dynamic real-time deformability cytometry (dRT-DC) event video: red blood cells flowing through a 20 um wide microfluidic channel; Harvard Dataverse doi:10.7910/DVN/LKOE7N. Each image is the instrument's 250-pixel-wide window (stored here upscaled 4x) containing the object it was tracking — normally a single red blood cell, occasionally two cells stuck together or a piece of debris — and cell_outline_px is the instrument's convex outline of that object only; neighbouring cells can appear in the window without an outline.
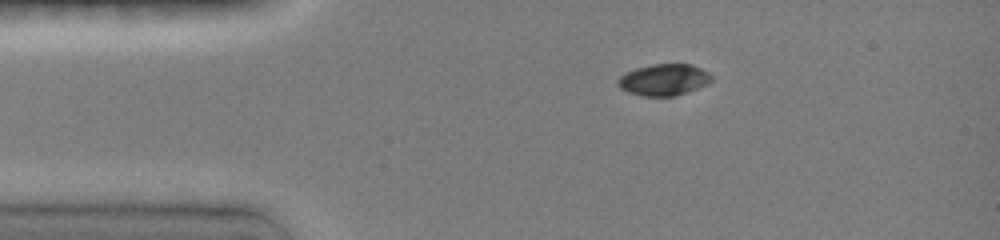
{"species": "common noctule bat (a hibernating species)", "species_latin": "Nyctalus noctula", "temperature_condition": "room temperature", "stored_images_in_passage": 40, "camera_frame_rate_fps": 3000, "um_per_image_px": 0.085, "animal": {"sex": "female", "body_mass_g": 19.0, "forearm_length_mm": 51.5}, "frame": {"image": 1, "passage_image": 1, "time_ms": 0.0, "image_size_px": [1000, 240], "cell_outline_px": [[712, 80], [696, 88], [676, 96], [644, 96], [628, 92], [620, 88], [616, 84], [616, 80], [620, 76], [636, 68], [652, 64], [692, 64], [708, 72], [712, 76]], "centroid_in_image_um": [56.39, 6.77], "position_along_channel_um": 28.6, "area_um2": 17.05}}
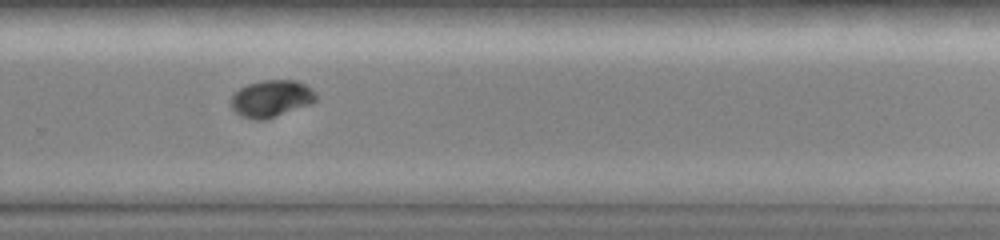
{"frame": {"image": 2, "passage_image": 25, "time_ms": 8.0, "image_size_px": [1000, 240], "cell_outline_px": [[316, 100], [312, 104], [268, 120], [252, 120], [240, 116], [232, 108], [232, 96], [240, 88], [248, 84], [264, 80], [296, 80], [304, 84], [316, 96]], "centroid_in_image_um": [23.06, 8.41], "position_along_channel_um": 306.7, "area_um2": 18.32}}
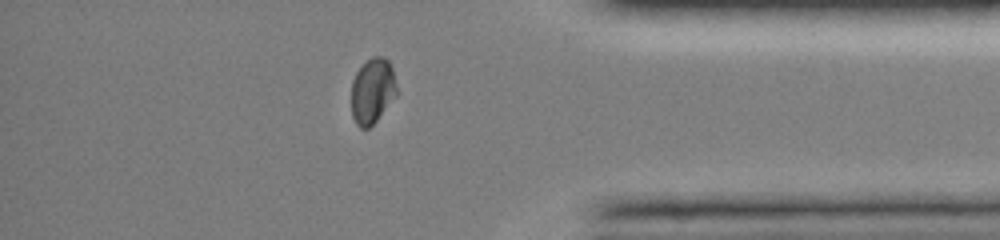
{"frame": {"image": 3, "passage_image": 33, "time_ms": 10.667, "image_size_px": [1000, 240], "cell_outline_px": [[396, 96], [376, 120], [368, 128], [360, 128], [356, 124], [352, 116], [352, 80], [356, 72], [372, 56], [384, 56], [388, 60], [392, 68], [396, 84]], "centroid_in_image_um": [31.65, 7.71], "position_along_channel_um": 403.5, "area_um2": 17.11}, "authors_computed_cell_mechanics": {"area_um2": 18.4093, "velocity_mm_per_s": 4.0103, "shape_relaxation_time_tau1_ms": 6.588, "shape_relaxation_time_tau2_ms": null, "deformation_change_tau1": 0.1813, "deformation_change_tau2": null}}